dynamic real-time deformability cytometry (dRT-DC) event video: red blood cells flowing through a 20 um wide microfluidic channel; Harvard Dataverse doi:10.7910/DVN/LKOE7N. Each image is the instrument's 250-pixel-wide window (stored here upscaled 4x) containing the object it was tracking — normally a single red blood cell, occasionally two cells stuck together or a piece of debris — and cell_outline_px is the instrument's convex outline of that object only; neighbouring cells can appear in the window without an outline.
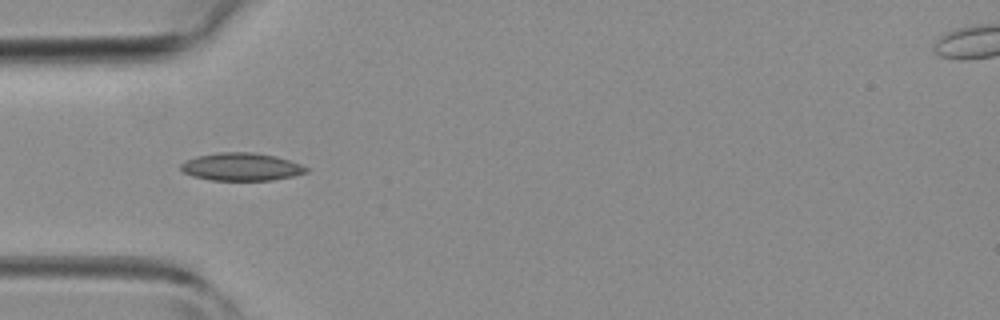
{"species": "common noctule bat (a hibernating species)", "species_latin": "Nyctalus noctula", "temperature_condition": "room temperature", "stored_images_in_passage": 4, "camera_frame_rate_fps": 3000, "um_per_image_px": 0.085, "animal": {"sex": "female", "body_mass_g": 19.3, "forearm_length_mm": 54.1}, "frame": {"image": 1, "passage_image": 4, "time_ms": 3.333, "image_size_px": [1000, 320], "cell_outline_px": [[308, 172], [292, 176], [272, 180], [212, 180], [192, 176], [184, 172], [180, 168], [180, 164], [184, 160], [196, 156], [220, 152], [252, 152], [276, 156], [300, 164], [308, 168]], "centroid_in_image_um": [20.48, 14.17], "position_along_channel_um": 64.5, "area_um2": 20.29}}